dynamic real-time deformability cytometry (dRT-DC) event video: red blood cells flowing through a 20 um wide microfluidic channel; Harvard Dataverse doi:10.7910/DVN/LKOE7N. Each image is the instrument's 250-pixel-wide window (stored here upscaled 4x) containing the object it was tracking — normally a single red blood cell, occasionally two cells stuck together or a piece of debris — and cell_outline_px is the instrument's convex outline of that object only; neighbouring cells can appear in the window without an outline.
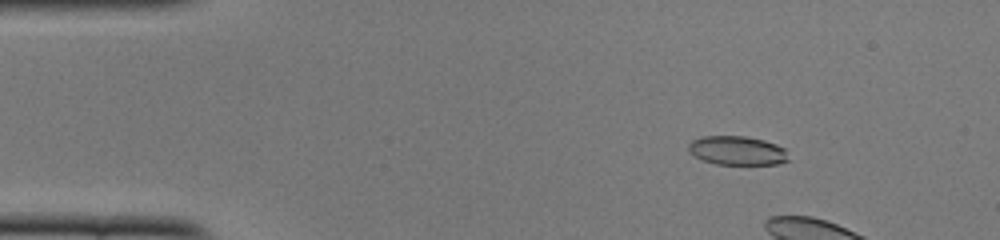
{"species": "common noctule bat (a hibernating species)", "species_latin": "Nyctalus noctula", "temperature_condition": "cold", "stored_images_in_passage": 11, "camera_frame_rate_fps": 3000, "um_per_image_px": 0.085, "animal": {"sex": "female", "body_mass_g": 22.0, "forearm_length_mm": 56.7}, "frame": {"image": 1, "passage_image": 7, "time_ms": 2.0, "image_size_px": [1000, 240], "cell_outline_px": [[788, 160], [780, 164], [716, 164], [700, 160], [688, 152], [688, 144], [692, 140], [700, 136], [744, 136], [764, 140], [776, 144], [784, 148]], "centroid_in_image_um": [62.6, 12.8], "position_along_channel_um": 22.4, "area_um2": 16.99}}